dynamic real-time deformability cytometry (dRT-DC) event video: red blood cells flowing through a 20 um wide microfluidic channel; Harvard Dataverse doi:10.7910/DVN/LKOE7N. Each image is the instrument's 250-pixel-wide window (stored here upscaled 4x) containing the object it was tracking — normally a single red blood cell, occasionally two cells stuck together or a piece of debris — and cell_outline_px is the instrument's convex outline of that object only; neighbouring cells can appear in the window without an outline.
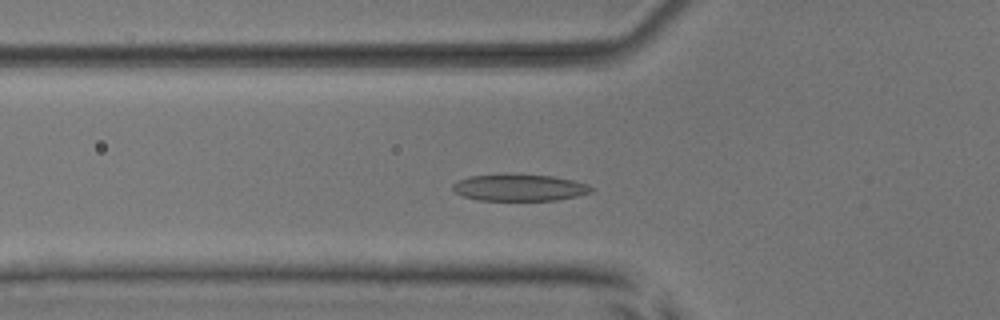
{"species": "common noctule bat (a hibernating species)", "species_latin": "Nyctalus noctula", "temperature_condition": "room temperature", "stored_images_in_passage": 41, "camera_frame_rate_fps": 3000, "um_per_image_px": 0.085, "animal": {"sex": "male", "body_mass_g": 17.9, "forearm_length_mm": 54.2}, "frame": {"image": 1, "passage_image": 13, "time_ms": 4.0, "image_size_px": [1000, 320], "cell_outline_px": [[596, 188], [592, 192], [576, 196], [556, 200], [480, 200], [464, 196], [456, 192], [452, 188], [452, 184], [468, 176], [552, 176], [572, 180], [588, 184]], "centroid_in_image_um": [44.21, 15.97], "position_along_channel_um": 81.6, "area_um2": 20.81}}
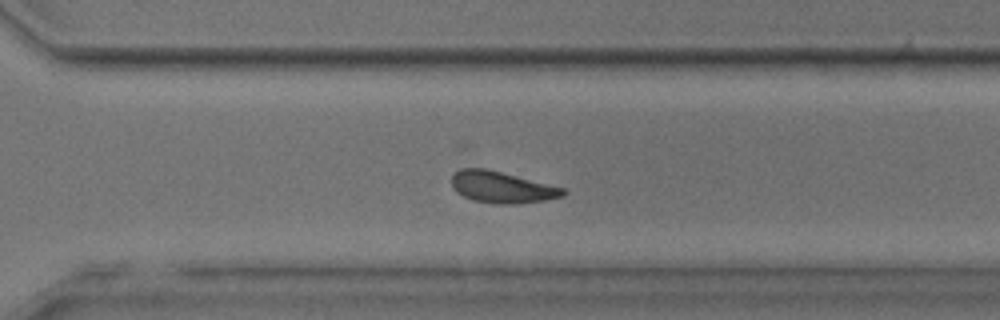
{"frame": {"image": 2, "passage_image": 32, "time_ms": 10.333, "image_size_px": [1000, 320], "cell_outline_px": [[568, 192], [564, 196], [544, 200], [512, 204], [496, 204], [472, 200], [456, 192], [452, 188], [452, 172], [460, 168], [488, 168], [564, 188]], "centroid_in_image_um": [42.63, 15.9], "position_along_channel_um": 328.0, "area_um2": 20.63}}
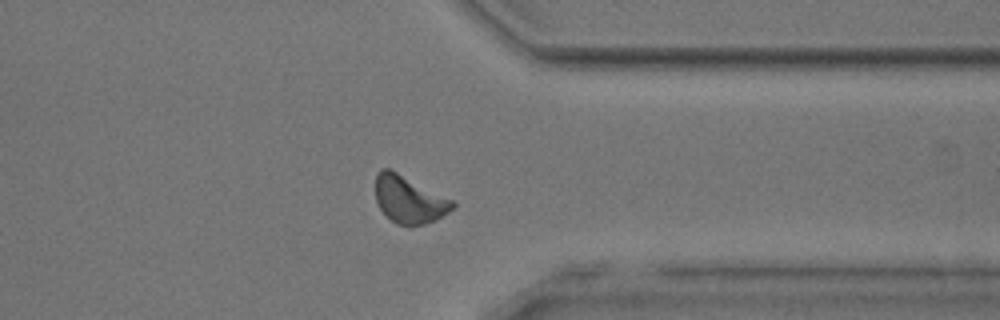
{"frame": {"image": 3, "passage_image": 36, "time_ms": 11.667, "image_size_px": [1000, 320], "cell_outline_px": [[456, 204], [448, 212], [436, 220], [424, 224], [408, 228], [396, 224], [380, 208], [376, 200], [376, 176], [384, 168], [388, 168], [452, 200]], "centroid_in_image_um": [34.77, 17.01], "position_along_channel_um": 376.6, "area_um2": 20.87}, "authors_computed_cell_mechanics": {"area_um2": 20.808, "velocity_mm_per_s": 3.8959, "shape_relaxation_time_tau1_ms": 3.5749, "shape_relaxation_time_tau2_ms": 3.7642, "deformation_change_tau1": 0.1199, "deformation_change_tau2": 0.1255}}